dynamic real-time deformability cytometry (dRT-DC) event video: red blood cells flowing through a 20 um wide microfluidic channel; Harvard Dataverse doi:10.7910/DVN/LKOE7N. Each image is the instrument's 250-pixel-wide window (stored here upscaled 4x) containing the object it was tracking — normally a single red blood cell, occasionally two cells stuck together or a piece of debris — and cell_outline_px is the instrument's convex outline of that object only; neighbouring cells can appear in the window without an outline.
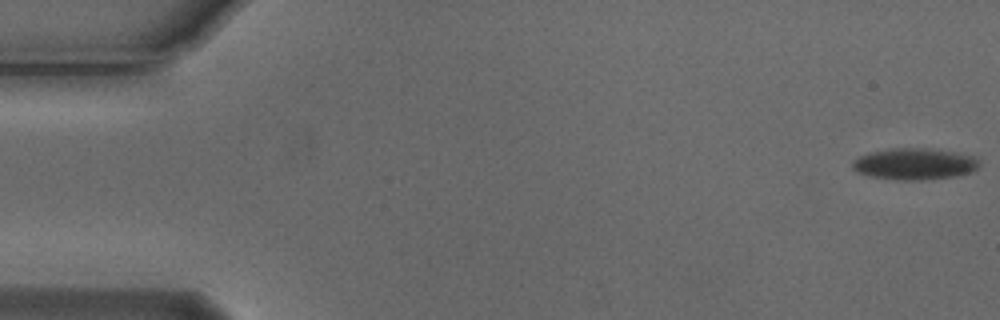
{"species": "Egyptian fruit bat (a non-hibernating species)", "species_latin": "Rousettus aegyptiacus", "temperature_condition": "cold", "stored_images_in_passage": 55, "camera_frame_rate_fps": 3000, "um_per_image_px": 0.085, "animal": {"sex": "male"}, "frame": {"image": 1, "passage_image": 1, "time_ms": 0.0, "image_size_px": [1000, 320], "cell_outline_px": [[980, 164], [976, 168], [968, 172], [956, 176], [908, 180], [872, 176], [860, 172], [852, 168], [852, 160], [856, 156], [868, 152], [892, 148], [924, 148], [956, 152], [976, 156], [980, 160]], "centroid_in_image_um": [77.73, 13.9], "position_along_channel_um": 7.3, "area_um2": 23.0}}
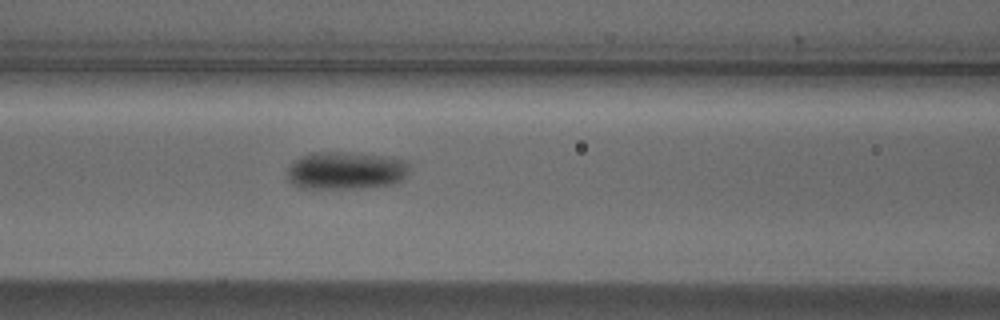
{"frame": {"image": 2, "passage_image": 23, "time_ms": 7.333, "image_size_px": [1000, 320], "cell_outline_px": [[408, 172], [400, 180], [392, 184], [364, 188], [300, 188], [292, 184], [288, 180], [288, 168], [292, 160], [308, 152], [348, 152], [384, 156], [408, 160]], "centroid_in_image_um": [29.35, 14.48], "position_along_channel_um": 137.3, "area_um2": 27.11}}
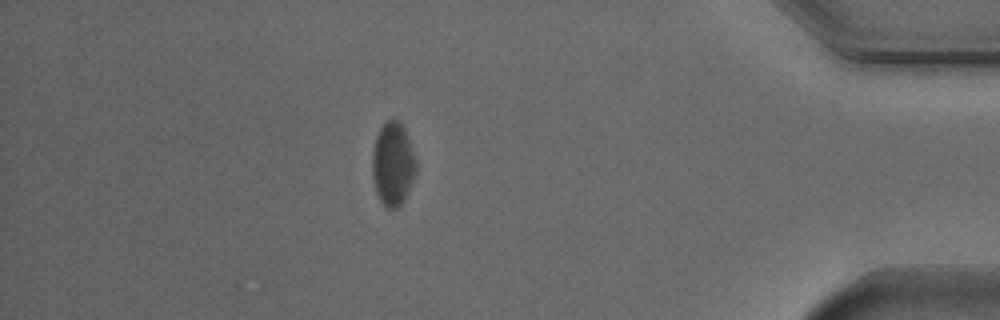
{"frame": {"image": 3, "passage_image": 48, "time_ms": 15.667, "image_size_px": [1000, 320], "cell_outline_px": [[416, 172], [404, 200], [396, 208], [388, 208], [380, 200], [376, 192], [372, 176], [372, 148], [376, 136], [380, 128], [392, 116], [400, 120], [404, 128], [416, 164]], "centroid_in_image_um": [33.36, 13.91], "position_along_channel_um": 401.8, "area_um2": 21.15}, "authors_computed_cell_mechanics": {"area_um2": 23.698, "velocity_mm_per_s": 3.7223, "shape_relaxation_time_tau1_ms": 2.2222, "shape_relaxation_time_tau2_ms": null, "deformation_change_tau1": 0.0764, "deformation_change_tau2": null}}